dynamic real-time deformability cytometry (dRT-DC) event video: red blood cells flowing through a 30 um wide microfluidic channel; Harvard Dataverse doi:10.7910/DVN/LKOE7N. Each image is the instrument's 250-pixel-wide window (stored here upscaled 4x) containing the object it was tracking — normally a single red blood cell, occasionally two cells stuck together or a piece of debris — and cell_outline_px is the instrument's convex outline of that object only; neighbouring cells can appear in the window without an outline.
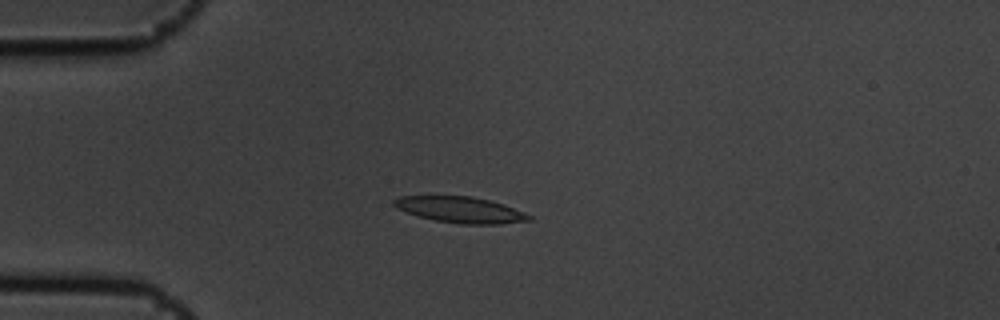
{"species": "common noctule bat (a hibernating species)", "species_latin": "Nyctalus noctula", "temperature_condition": "cold", "stored_images_in_passage": 6, "camera_frame_rate_fps": 3000, "um_per_image_px": 0.085, "animal": {"sex": "male", "body_mass_g": 19.5, "forearm_length_mm": 54.6}, "frame": {"image": 1, "passage_image": 5, "time_ms": 1.333, "image_size_px": [1000, 320], "cell_outline_px": [[532, 220], [500, 224], [460, 224], [436, 220], [420, 216], [396, 208], [392, 204], [392, 200], [400, 196], [472, 196], [504, 204], [532, 216]], "centroid_in_image_um": [39.14, 17.82], "position_along_channel_um": 45.9, "area_um2": 20.35}}